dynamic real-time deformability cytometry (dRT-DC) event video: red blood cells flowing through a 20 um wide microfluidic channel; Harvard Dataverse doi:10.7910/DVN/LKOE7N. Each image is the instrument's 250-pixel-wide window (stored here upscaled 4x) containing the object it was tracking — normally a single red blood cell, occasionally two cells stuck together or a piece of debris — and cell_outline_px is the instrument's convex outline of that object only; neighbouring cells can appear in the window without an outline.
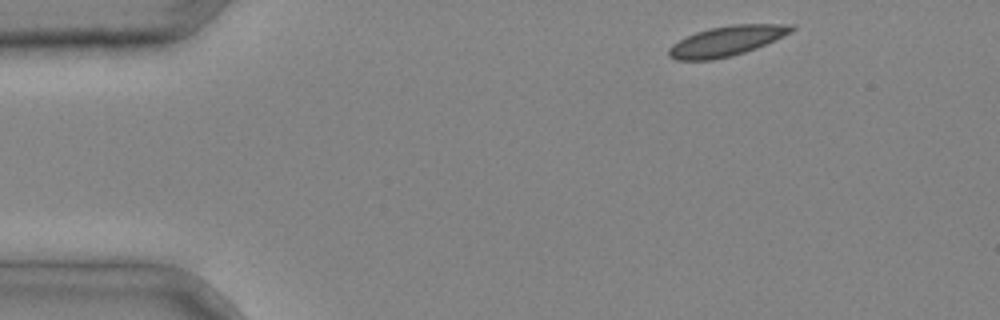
{"species": "common noctule bat (a hibernating species)", "species_latin": "Nyctalus noctula", "temperature_condition": "cold", "stored_images_in_passage": 3, "camera_frame_rate_fps": 3000, "um_per_image_px": 0.085, "animal": {"sex": "male", "body_mass_g": 20.4}, "frame": {"image": 1, "passage_image": 1, "time_ms": 0.0, "image_size_px": [1000, 320], "cell_outline_px": [[796, 28], [792, 32], [756, 48], [732, 56], [712, 60], [676, 60], [668, 56], [668, 48], [672, 44], [696, 32], [712, 28], [732, 24], [796, 24]], "centroid_in_image_um": [61.78, 3.48], "position_along_channel_um": 23.2, "area_um2": 21.39}}
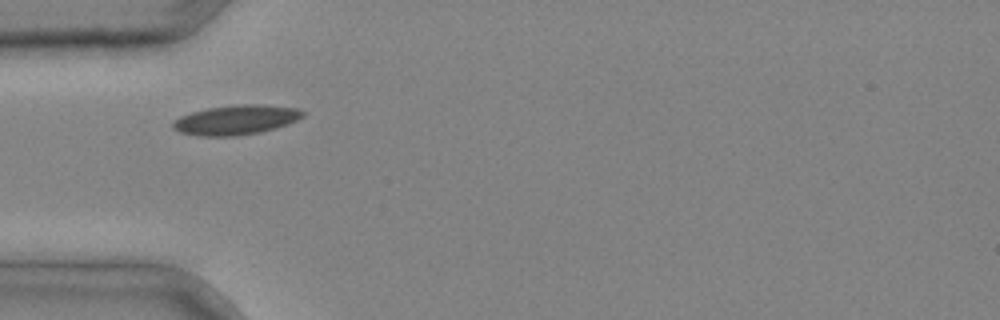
{"frame": {"image": 2, "passage_image": 3, "time_ms": 0.667, "image_size_px": [1000, 320], "cell_outline_px": [[308, 112], [304, 116], [288, 124], [276, 128], [260, 132], [236, 136], [200, 136], [180, 132], [172, 128], [172, 124], [180, 116], [192, 112], [208, 108], [240, 104], [260, 104], [300, 108]], "centroid_in_image_um": [20.12, 10.18], "position_along_channel_um": 64.9, "area_um2": 22.54}}